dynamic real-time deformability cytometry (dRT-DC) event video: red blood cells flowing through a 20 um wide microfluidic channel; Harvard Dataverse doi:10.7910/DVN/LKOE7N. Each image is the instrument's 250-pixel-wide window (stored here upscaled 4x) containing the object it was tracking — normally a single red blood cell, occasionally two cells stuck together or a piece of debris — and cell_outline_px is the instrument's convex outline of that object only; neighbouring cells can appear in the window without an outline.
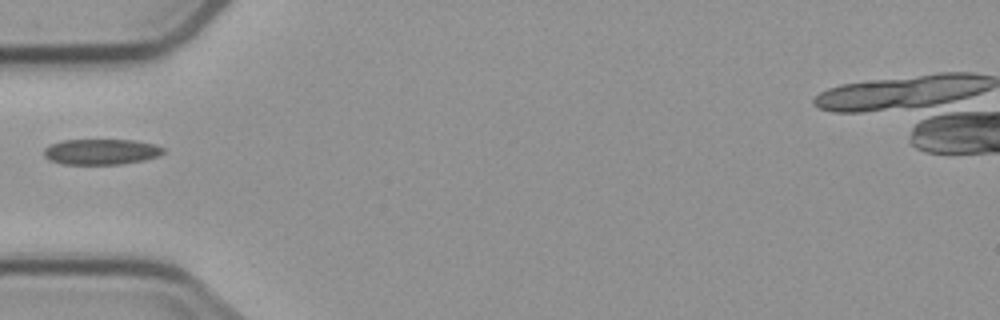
{"species": "common noctule bat (a hibernating species)", "species_latin": "Nyctalus noctula", "temperature_condition": "cold", "stored_images_in_passage": 2, "camera_frame_rate_fps": 3000, "um_per_image_px": 0.085, "animal": {"sex": "male", "body_mass_g": 23.1, "forearm_length_mm": 52.7}, "frame": {"image": 1, "passage_image": 1, "time_ms": 0.0, "image_size_px": [1000, 320], "cell_outline_px": [[164, 152], [156, 156], [144, 160], [120, 164], [64, 164], [48, 160], [44, 156], [44, 148], [48, 144], [64, 140], [136, 140], [156, 144], [164, 148]], "centroid_in_image_um": [8.57, 12.89], "position_along_channel_um": 76.4, "area_um2": 17.92}}
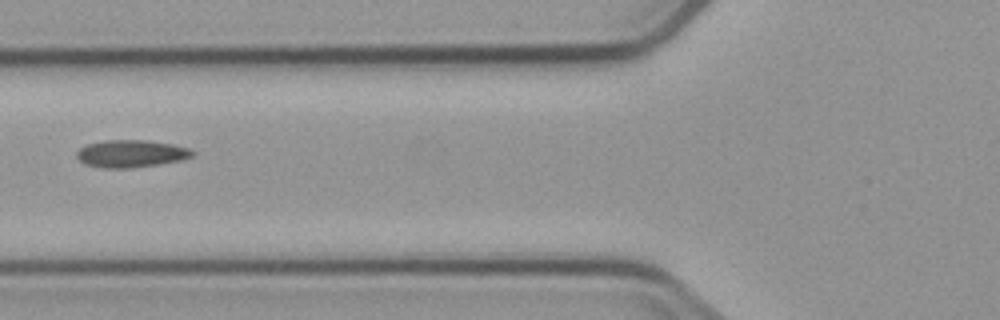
{"frame": {"image": 2, "passage_image": 2, "time_ms": 1.0, "image_size_px": [1000, 320], "cell_outline_px": [[196, 152], [192, 156], [180, 160], [132, 168], [104, 168], [84, 164], [76, 156], [76, 152], [80, 148], [88, 144], [104, 140], [148, 140], [172, 144], [188, 148]], "centroid_in_image_um": [11.12, 13.05], "position_along_channel_um": 114.7, "area_um2": 18.38}}